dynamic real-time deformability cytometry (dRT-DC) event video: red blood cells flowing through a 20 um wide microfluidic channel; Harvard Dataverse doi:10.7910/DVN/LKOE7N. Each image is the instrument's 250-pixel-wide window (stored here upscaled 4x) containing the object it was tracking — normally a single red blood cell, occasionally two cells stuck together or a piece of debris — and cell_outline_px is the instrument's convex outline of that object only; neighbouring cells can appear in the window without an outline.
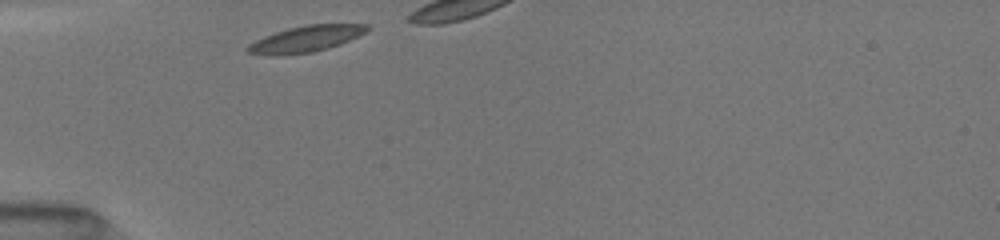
{"species": "common noctule bat (a hibernating species)", "species_latin": "Nyctalus noctula", "temperature_condition": "room temperature", "stored_images_in_passage": 7, "camera_frame_rate_fps": 3000, "um_per_image_px": 0.085, "animal": {"sex": "female", "body_mass_g": 19.5, "forearm_length_mm": 54.1}, "frame": {"image": 1, "passage_image": 1, "time_ms": 0.0, "image_size_px": [1000, 240], "cell_outline_px": [[372, 28], [340, 44], [328, 48], [312, 52], [280, 56], [276, 56], [248, 52], [244, 48], [248, 44], [264, 36], [288, 28], [308, 24], [368, 24]], "centroid_in_image_um": [25.97, 3.31], "position_along_channel_um": 59.0, "area_um2": 18.15}}
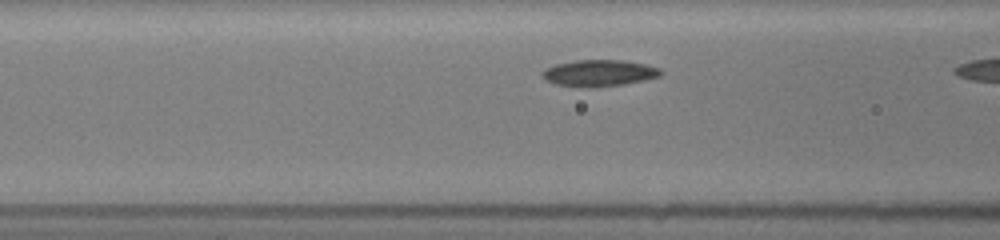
{"frame": {"image": 2, "passage_image": 6, "time_ms": 1.667, "image_size_px": [1000, 240], "cell_outline_px": [[664, 72], [660, 76], [644, 80], [624, 84], [592, 88], [576, 88], [552, 84], [544, 80], [540, 72], [544, 68], [556, 64], [576, 60], [624, 60], [644, 64], [660, 68]], "centroid_in_image_um": [50.86, 6.23], "position_along_channel_um": 115.7, "area_um2": 18.79}}